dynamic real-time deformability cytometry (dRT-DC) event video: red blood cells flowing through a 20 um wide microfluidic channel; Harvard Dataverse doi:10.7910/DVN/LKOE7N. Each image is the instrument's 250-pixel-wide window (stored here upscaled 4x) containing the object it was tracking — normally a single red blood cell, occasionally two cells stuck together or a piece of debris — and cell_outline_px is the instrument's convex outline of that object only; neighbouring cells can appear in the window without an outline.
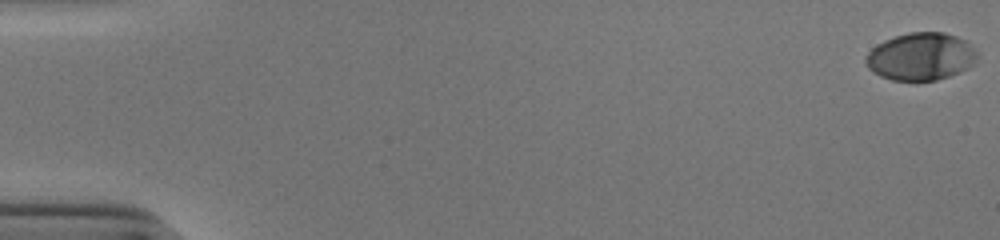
{"species": "human", "species_latin": "Homo sapiens", "temperature_condition": "cold", "stored_images_in_passage": 46, "camera_frame_rate_fps": 3000, "um_per_image_px": 0.085, "donor": {"sex": "male"}, "frame": {"image": 1, "passage_image": 1, "time_ms": 0.0, "image_size_px": [1000, 240], "cell_outline_px": [[980, 56], [968, 68], [960, 72], [936, 80], [892, 80], [880, 76], [868, 68], [864, 60], [864, 56], [876, 44], [884, 40], [908, 32], [944, 32], [956, 36], [964, 40], [980, 52]], "centroid_in_image_um": [78.27, 4.8], "position_along_channel_um": 6.7, "area_um2": 31.1}}
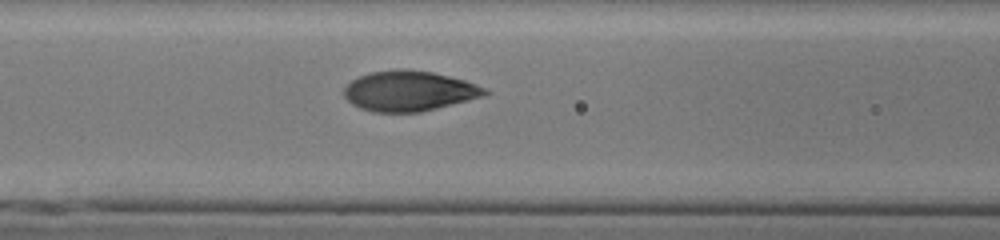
{"frame": {"image": 2, "passage_image": 24, "time_ms": 7.667, "image_size_px": [1000, 240], "cell_outline_px": [[488, 92], [484, 96], [420, 112], [372, 112], [360, 108], [352, 104], [344, 96], [344, 88], [352, 80], [360, 76], [372, 72], [396, 68], [404, 68], [432, 72], [464, 80], [488, 88]], "centroid_in_image_um": [34.76, 7.73], "position_along_channel_um": 131.8, "area_um2": 32.95}}
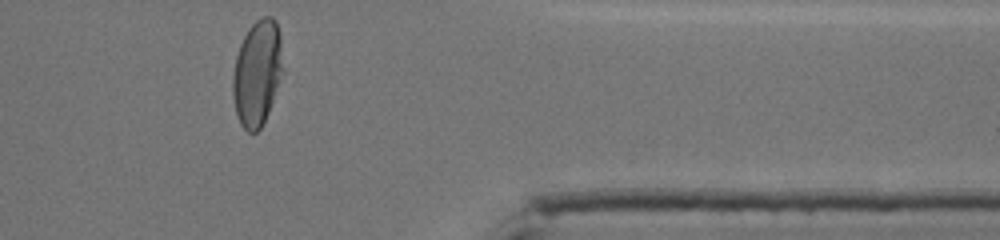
{"frame": {"image": 3, "passage_image": 45, "time_ms": 14.667, "image_size_px": [1000, 240], "cell_outline_px": [[284, 72], [268, 112], [260, 128], [256, 132], [248, 132], [240, 124], [236, 112], [232, 92], [232, 76], [236, 56], [240, 44], [248, 28], [260, 16], [272, 16], [276, 20], [280, 32], [284, 68]], "centroid_in_image_um": [21.88, 6.16], "position_along_channel_um": 389.5, "area_um2": 31.27}, "authors_computed_cell_mechanics": {"area_um2": 32.5414, "velocity_mm_per_s": 3.9154, "shape_relaxation_time_tau1_ms": 3.7658, "shape_relaxation_time_tau2_ms": null, "deformation_change_tau1": 0.2016, "deformation_change_tau2": null}}